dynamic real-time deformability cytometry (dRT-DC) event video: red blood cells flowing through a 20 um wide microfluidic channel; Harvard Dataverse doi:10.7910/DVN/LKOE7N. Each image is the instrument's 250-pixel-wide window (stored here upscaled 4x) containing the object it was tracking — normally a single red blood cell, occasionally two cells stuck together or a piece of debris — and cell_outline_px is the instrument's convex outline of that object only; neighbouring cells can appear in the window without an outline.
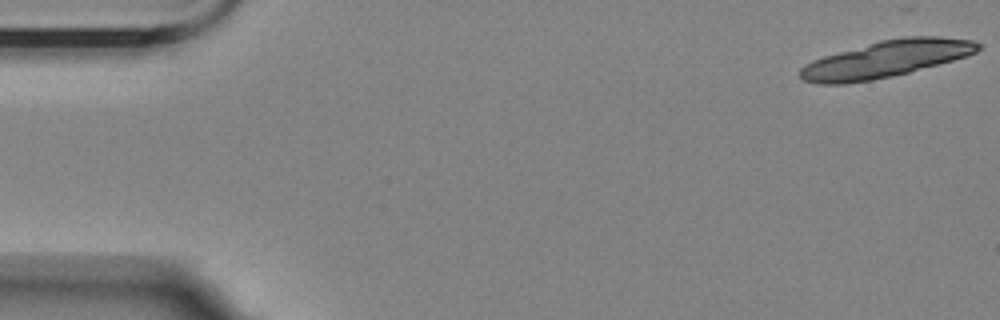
{"species": "Egyptian fruit bat (a non-hibernating species)", "species_latin": "Rousettus aegyptiacus", "temperature_condition": "room temperature", "stored_images_in_passage": 8, "camera_frame_rate_fps": 3000, "um_per_image_px": 0.085, "animal": {"sex": "female"}, "frame": {"image": 1, "passage_image": 1, "time_ms": 0.0, "image_size_px": [1000, 320], "cell_outline_px": [[980, 48], [976, 52], [952, 60], [908, 72], [892, 76], [872, 80], [844, 84], [816, 84], [804, 80], [800, 76], [800, 68], [804, 64], [812, 60], [824, 56], [880, 40], [904, 36], [936, 36], [972, 40], [980, 44]], "centroid_in_image_um": [75.27, 5.02], "position_along_channel_um": 9.7, "area_um2": 37.74}}